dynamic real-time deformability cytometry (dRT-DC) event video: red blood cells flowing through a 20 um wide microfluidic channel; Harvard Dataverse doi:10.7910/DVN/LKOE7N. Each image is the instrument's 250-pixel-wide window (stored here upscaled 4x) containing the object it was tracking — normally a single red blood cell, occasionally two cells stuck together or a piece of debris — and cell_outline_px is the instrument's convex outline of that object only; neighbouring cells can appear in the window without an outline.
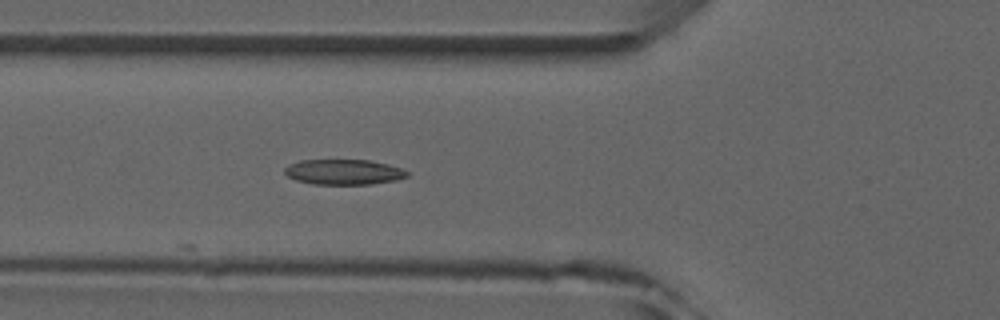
{"species": "common noctule bat (a hibernating species)", "species_latin": "Nyctalus noctula", "temperature_condition": "room temperature", "stored_images_in_passage": 6, "camera_frame_rate_fps": 3000, "um_per_image_px": 0.085, "animal": {"sex": "male", "forearm_length_mm": 52.5}, "frame": {"image": 1, "passage_image": 6, "time_ms": 5.667, "image_size_px": [1000, 320], "cell_outline_px": [[408, 176], [396, 180], [372, 184], [312, 184], [296, 180], [288, 176], [284, 172], [284, 168], [288, 164], [300, 160], [368, 160], [388, 164], [400, 168], [408, 172]], "centroid_in_image_um": [29.19, 14.62], "position_along_channel_um": 96.6, "area_um2": 18.03}}